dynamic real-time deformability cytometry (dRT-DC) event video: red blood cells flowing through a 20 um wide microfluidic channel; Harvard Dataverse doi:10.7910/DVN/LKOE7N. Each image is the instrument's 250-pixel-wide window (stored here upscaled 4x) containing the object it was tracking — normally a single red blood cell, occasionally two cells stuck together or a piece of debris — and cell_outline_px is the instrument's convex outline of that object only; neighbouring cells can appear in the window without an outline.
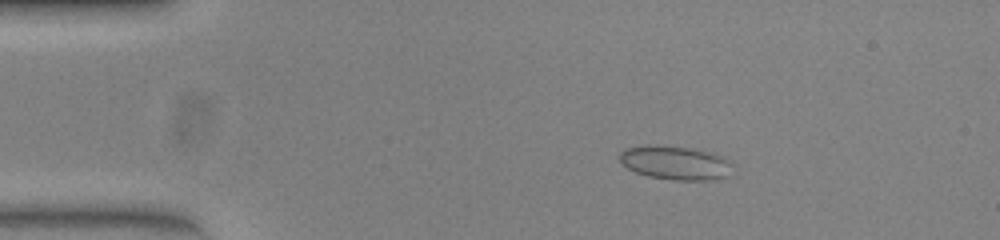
{"species": "common noctule bat (a hibernating species)", "species_latin": "Nyctalus noctula", "temperature_condition": "warm", "stored_images_in_passage": 48, "camera_frame_rate_fps": 3000, "um_per_image_px": 0.085, "animal": {"sex": "female", "body_mass_g": 23.0, "forearm_length_mm": 53.4}, "frame": {"image": 1, "passage_image": 5, "time_ms": 1.333, "image_size_px": [1000, 240], "cell_outline_px": [[728, 176], [708, 180], [676, 180], [648, 176], [636, 172], [628, 168], [620, 160], [620, 152], [624, 148], [644, 144], [648, 144], [688, 148], [708, 152], [720, 156], [728, 164]], "centroid_in_image_um": [57.29, 13.83], "position_along_channel_um": 27.7, "area_um2": 21.68}}
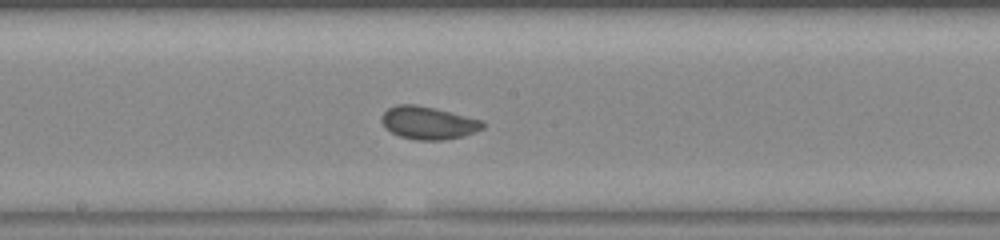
{"frame": {"image": 2, "passage_image": 24, "time_ms": 7.667, "image_size_px": [1000, 240], "cell_outline_px": [[484, 128], [464, 136], [444, 140], [416, 140], [400, 136], [392, 132], [380, 120], [380, 116], [388, 108], [396, 104], [416, 104], [436, 108], [484, 120]], "centroid_in_image_um": [36.42, 10.43], "position_along_channel_um": 211.8, "area_um2": 19.48}}
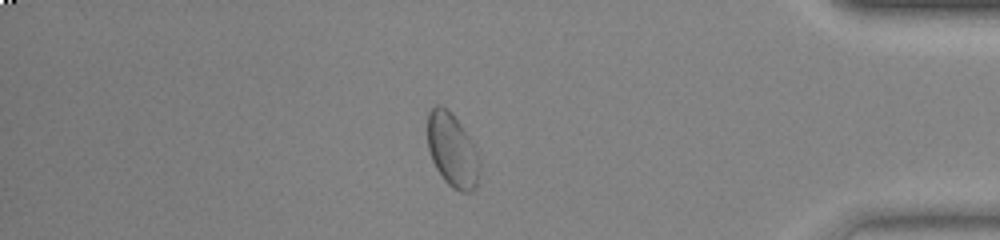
{"frame": {"image": 3, "passage_image": 41, "time_ms": 13.333, "image_size_px": [1000, 240], "cell_outline_px": [[476, 184], [472, 192], [460, 192], [452, 188], [444, 180], [436, 168], [432, 160], [428, 148], [428, 112], [436, 104], [440, 104], [460, 124], [472, 144], [476, 152]], "centroid_in_image_um": [38.37, 12.78], "position_along_channel_um": 396.8, "area_um2": 21.33}, "authors_computed_cell_mechanics": {"area_um2": 19.1318, "velocity_mm_per_s": 3.8835, "shape_relaxation_time_tau1_ms": 3.0504, "shape_relaxation_time_tau2_ms": null, "deformation_change_tau1": 0.0839, "deformation_change_tau2": null}}